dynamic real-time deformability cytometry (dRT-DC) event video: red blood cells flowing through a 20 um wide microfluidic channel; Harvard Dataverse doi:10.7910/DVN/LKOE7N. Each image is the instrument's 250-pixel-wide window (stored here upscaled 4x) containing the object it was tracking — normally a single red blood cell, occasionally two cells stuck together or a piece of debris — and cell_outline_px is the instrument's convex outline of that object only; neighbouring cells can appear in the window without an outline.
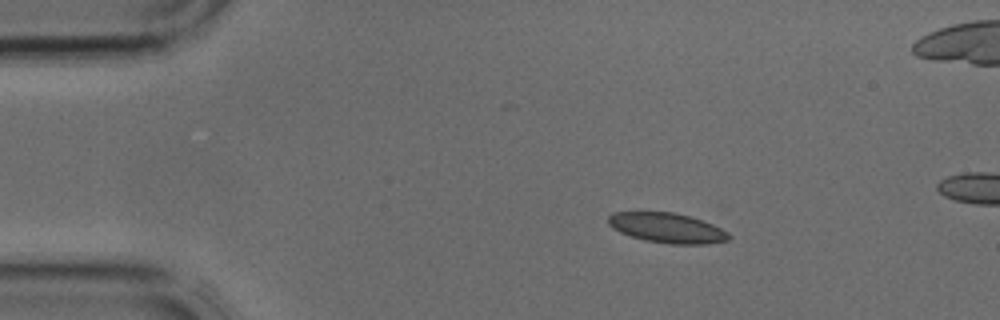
{"species": "common noctule bat (a hibernating species)", "species_latin": "Nyctalus noctula", "temperature_condition": "cold", "stored_images_in_passage": 3, "camera_frame_rate_fps": 3000, "um_per_image_px": 0.085, "animal": {"sex": "male", "body_mass_g": 17.9, "forearm_length_mm": 54.2}, "frame": {"image": 1, "passage_image": 1, "time_ms": 0.0, "image_size_px": [1000, 320], "cell_outline_px": [[732, 236], [728, 240], [704, 244], [672, 244], [644, 240], [620, 232], [612, 228], [608, 224], [608, 216], [612, 212], [672, 212], [688, 216], [712, 224], [728, 232]], "centroid_in_image_um": [56.68, 19.37], "position_along_channel_um": 28.3, "area_um2": 20.87}}